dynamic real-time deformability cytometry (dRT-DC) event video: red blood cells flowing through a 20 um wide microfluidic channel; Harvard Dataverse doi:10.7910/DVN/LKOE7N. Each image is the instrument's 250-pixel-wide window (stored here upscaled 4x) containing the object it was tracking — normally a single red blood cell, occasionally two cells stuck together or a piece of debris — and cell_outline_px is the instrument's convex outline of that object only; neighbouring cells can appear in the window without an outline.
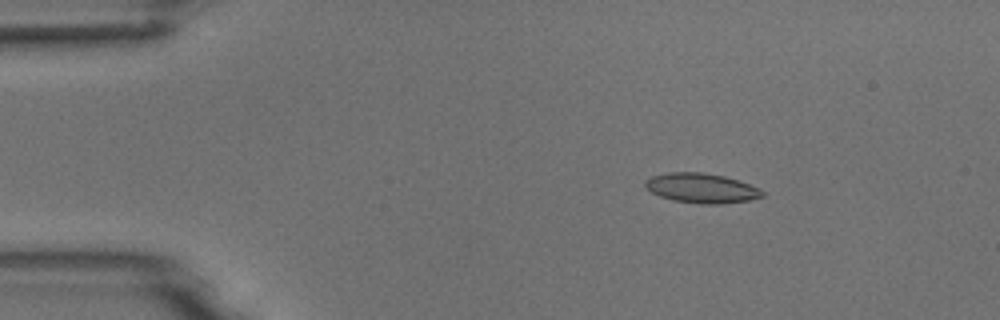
{"species": "common noctule bat (a hibernating species)", "species_latin": "Nyctalus noctula", "temperature_condition": "room temperature", "stored_images_in_passage": 4, "camera_frame_rate_fps": 3000, "um_per_image_px": 0.085, "animal": {"sex": "male", "body_mass_g": 18.8}, "frame": {"image": 1, "passage_image": 2, "time_ms": 1.0, "image_size_px": [1000, 320], "cell_outline_px": [[764, 196], [748, 200], [720, 204], [700, 204], [672, 200], [660, 196], [652, 192], [644, 184], [644, 180], [652, 176], [668, 172], [704, 172], [724, 176], [760, 188], [764, 192]], "centroid_in_image_um": [59.62, 15.99], "position_along_channel_um": 25.4, "area_um2": 20.23}}